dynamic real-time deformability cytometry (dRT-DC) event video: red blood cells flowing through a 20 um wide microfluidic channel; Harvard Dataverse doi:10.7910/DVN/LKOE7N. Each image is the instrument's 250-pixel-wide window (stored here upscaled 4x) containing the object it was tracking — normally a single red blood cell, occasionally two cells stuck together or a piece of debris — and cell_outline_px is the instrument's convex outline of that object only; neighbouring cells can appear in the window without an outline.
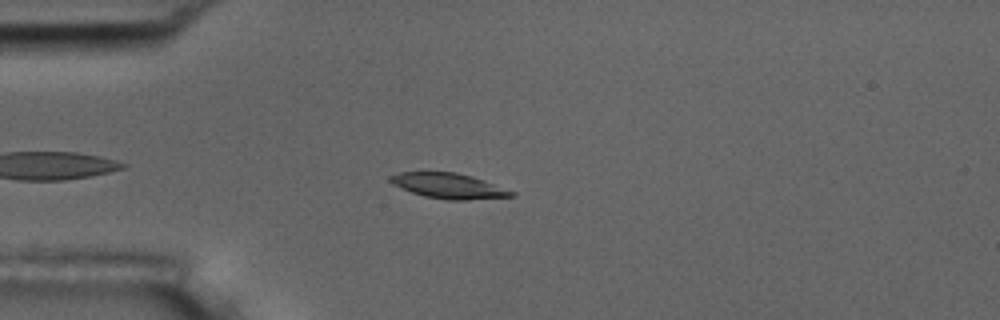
{"species": "common noctule bat (a hibernating species)", "species_latin": "Nyctalus noctula", "temperature_condition": "room temperature", "stored_images_in_passage": 2, "camera_frame_rate_fps": 3000, "um_per_image_px": 0.085, "animal": {"sex": "male", "body_mass_g": 17.5, "forearm_length_mm": 52.3}, "frame": {"image": 1, "passage_image": 2, "time_ms": 1.0, "image_size_px": [1000, 320], "cell_outline_px": [[516, 192], [512, 196], [464, 200], [448, 200], [424, 196], [412, 192], [392, 184], [388, 180], [388, 176], [400, 172], [456, 172], [472, 176], [484, 180]], "centroid_in_image_um": [38.11, 15.79], "position_along_channel_um": 46.9, "area_um2": 17.74}}